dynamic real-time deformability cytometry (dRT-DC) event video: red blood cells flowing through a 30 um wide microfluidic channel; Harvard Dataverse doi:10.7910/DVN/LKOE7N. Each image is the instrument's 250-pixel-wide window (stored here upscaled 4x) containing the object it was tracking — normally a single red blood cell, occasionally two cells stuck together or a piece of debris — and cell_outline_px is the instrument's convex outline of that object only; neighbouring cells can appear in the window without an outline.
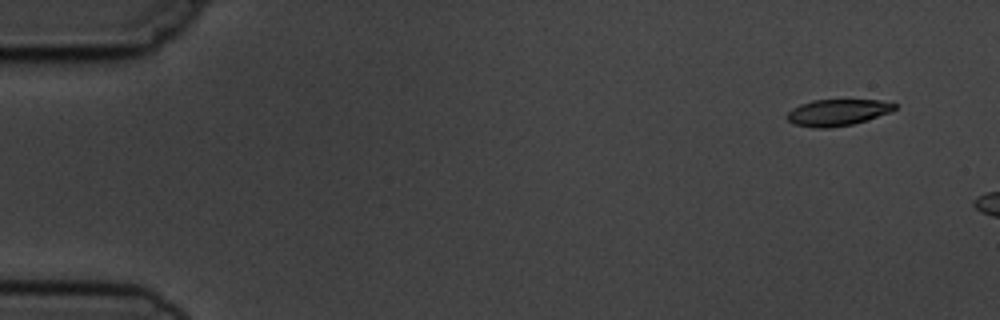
{"species": "common noctule bat (a hibernating species)", "species_latin": "Nyctalus noctula", "temperature_condition": "cold", "stored_images_in_passage": 3, "camera_frame_rate_fps": 3000, "um_per_image_px": 0.085, "animal": {"sex": "male", "body_mass_g": 19.5, "forearm_length_mm": 54.6}, "frame": {"image": 1, "passage_image": 1, "time_ms": 0.0, "image_size_px": [1000, 320], "cell_outline_px": [[896, 108], [892, 112], [852, 124], [832, 128], [812, 128], [792, 124], [784, 116], [792, 108], [800, 104], [812, 100], [880, 100], [896, 104]], "centroid_in_image_um": [71.14, 9.57], "position_along_channel_um": 13.9, "area_um2": 16.76}}